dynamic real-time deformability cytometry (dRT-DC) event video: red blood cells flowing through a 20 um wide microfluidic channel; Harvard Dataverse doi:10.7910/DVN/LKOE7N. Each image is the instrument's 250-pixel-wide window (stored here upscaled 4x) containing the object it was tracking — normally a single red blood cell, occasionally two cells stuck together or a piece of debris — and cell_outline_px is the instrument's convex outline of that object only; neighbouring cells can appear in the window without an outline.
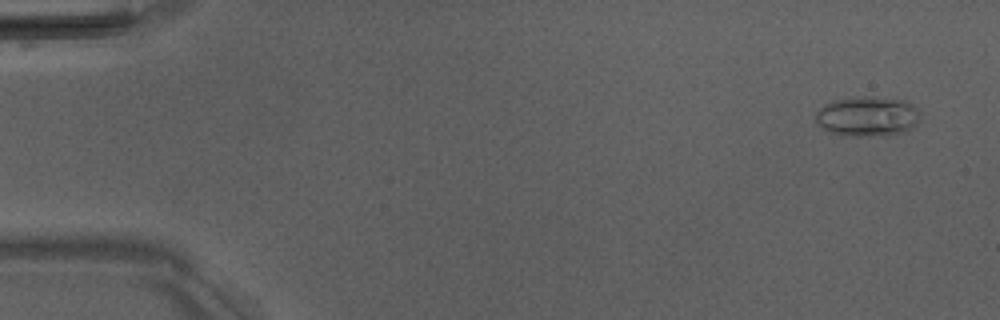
{"species": "Egyptian fruit bat (a non-hibernating species)", "species_latin": "Rousettus aegyptiacus", "temperature_condition": "room temperature", "stored_images_in_passage": 7, "camera_frame_rate_fps": 3000, "um_per_image_px": 0.085, "animal": {"sex": "male"}, "frame": {"image": 1, "passage_image": 1, "time_ms": 0.0, "image_size_px": [1000, 320], "cell_outline_px": [[920, 112], [916, 124], [912, 128], [904, 132], [864, 136], [840, 136], [828, 132], [820, 128], [816, 124], [816, 112], [824, 104], [832, 100], [852, 96], [864, 96], [908, 100]], "centroid_in_image_um": [73.67, 9.88], "position_along_channel_um": 11.3, "area_um2": 24.68}}
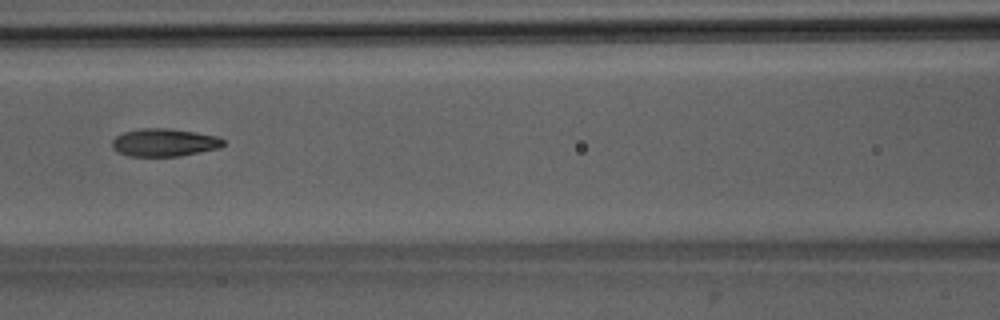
{"frame": {"image": 2, "passage_image": 7, "time_ms": 7.0, "image_size_px": [1000, 320], "cell_outline_px": [[224, 144], [220, 148], [180, 156], [128, 156], [116, 152], [112, 148], [112, 140], [116, 136], [124, 132], [140, 128], [168, 128], [196, 132], [220, 136], [224, 140]], "centroid_in_image_um": [13.97, 12.11], "position_along_channel_um": 152.6, "area_um2": 18.26}}